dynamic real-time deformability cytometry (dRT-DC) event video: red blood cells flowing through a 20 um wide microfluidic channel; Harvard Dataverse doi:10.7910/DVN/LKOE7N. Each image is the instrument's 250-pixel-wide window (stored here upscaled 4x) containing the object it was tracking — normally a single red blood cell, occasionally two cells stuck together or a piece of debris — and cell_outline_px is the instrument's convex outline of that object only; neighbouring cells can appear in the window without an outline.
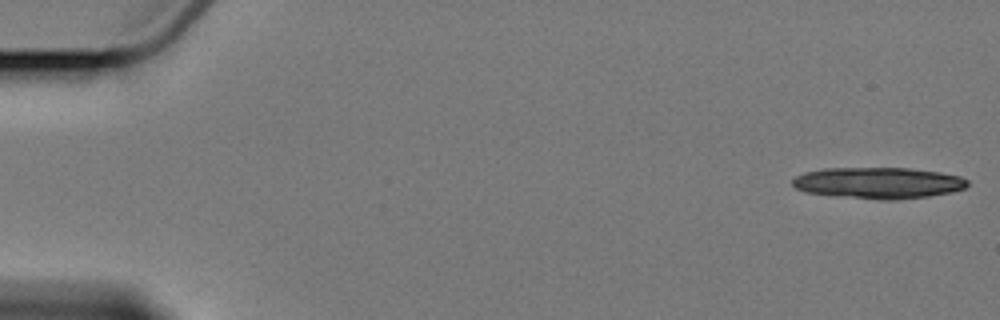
{"species": "Egyptian fruit bat (a non-hibernating species)", "species_latin": "Rousettus aegyptiacus", "temperature_condition": "cold", "stored_images_in_passage": 6, "camera_frame_rate_fps": 3000, "um_per_image_px": 0.085, "animal": {"sex": "female"}, "frame": {"image": 1, "passage_image": 1, "time_ms": 0.0, "image_size_px": [1000, 320], "cell_outline_px": [[968, 184], [964, 188], [952, 192], [928, 196], [896, 200], [880, 200], [836, 196], [804, 192], [796, 188], [792, 184], [792, 180], [796, 176], [804, 172], [824, 168], [912, 168], [940, 172], [960, 176], [968, 180]], "centroid_in_image_um": [74.65, 15.55], "position_along_channel_um": 10.3, "area_um2": 32.14}}